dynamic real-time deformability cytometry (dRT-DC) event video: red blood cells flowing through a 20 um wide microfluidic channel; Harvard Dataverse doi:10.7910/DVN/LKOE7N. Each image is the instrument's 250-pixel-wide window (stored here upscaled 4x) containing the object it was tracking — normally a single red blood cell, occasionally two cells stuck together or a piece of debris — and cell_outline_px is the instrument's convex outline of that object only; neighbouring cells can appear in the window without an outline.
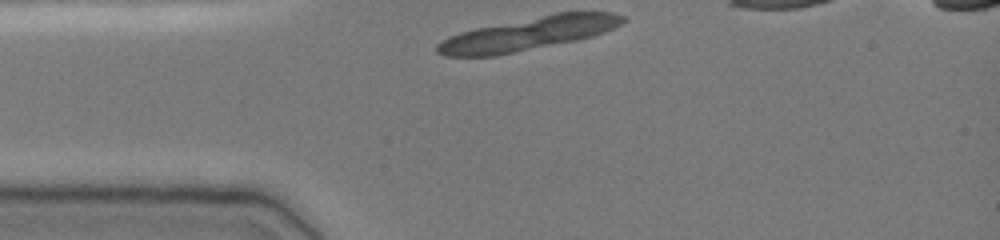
{"species": "common noctule bat (a hibernating species)", "species_latin": "Nyctalus noctula", "temperature_condition": "cold", "stored_images_in_passage": 8, "camera_frame_rate_fps": 3000, "um_per_image_px": 0.085, "animal": {"sex": "female", "body_mass_g": 19.0, "forearm_length_mm": 51.5}, "frame": {"image": 1, "passage_image": 1, "time_ms": 0.0, "image_size_px": [1000, 240], "cell_outline_px": [[628, 20], [604, 32], [580, 40], [496, 56], [448, 56], [436, 52], [436, 44], [448, 36], [460, 32], [476, 28], [556, 12], [612, 12], [624, 16]], "centroid_in_image_um": [44.92, 2.87], "position_along_channel_um": 40.1, "area_um2": 35.95}}